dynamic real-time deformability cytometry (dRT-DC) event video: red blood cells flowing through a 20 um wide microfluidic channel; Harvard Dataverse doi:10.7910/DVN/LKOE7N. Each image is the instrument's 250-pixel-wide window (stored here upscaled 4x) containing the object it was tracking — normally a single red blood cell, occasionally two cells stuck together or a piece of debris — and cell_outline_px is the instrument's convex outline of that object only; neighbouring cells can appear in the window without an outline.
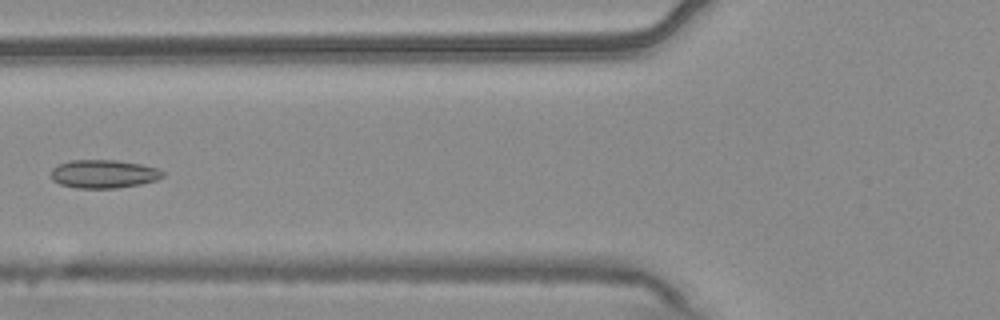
{"species": "common noctule bat (a hibernating species)", "species_latin": "Nyctalus noctula", "temperature_condition": "warm", "stored_images_in_passage": 7, "camera_frame_rate_fps": 3000, "um_per_image_px": 0.085, "animal": {"sex": "male", "body_mass_g": 20.4}, "frame": {"image": 1, "passage_image": 7, "time_ms": 2.0, "image_size_px": [1000, 320], "cell_outline_px": [[164, 176], [156, 180], [140, 184], [116, 188], [76, 188], [60, 184], [52, 180], [52, 168], [60, 164], [72, 160], [116, 160], [140, 164], [156, 168], [164, 172]], "centroid_in_image_um": [8.81, 14.79], "position_along_channel_um": 117.0, "area_um2": 18.32}}